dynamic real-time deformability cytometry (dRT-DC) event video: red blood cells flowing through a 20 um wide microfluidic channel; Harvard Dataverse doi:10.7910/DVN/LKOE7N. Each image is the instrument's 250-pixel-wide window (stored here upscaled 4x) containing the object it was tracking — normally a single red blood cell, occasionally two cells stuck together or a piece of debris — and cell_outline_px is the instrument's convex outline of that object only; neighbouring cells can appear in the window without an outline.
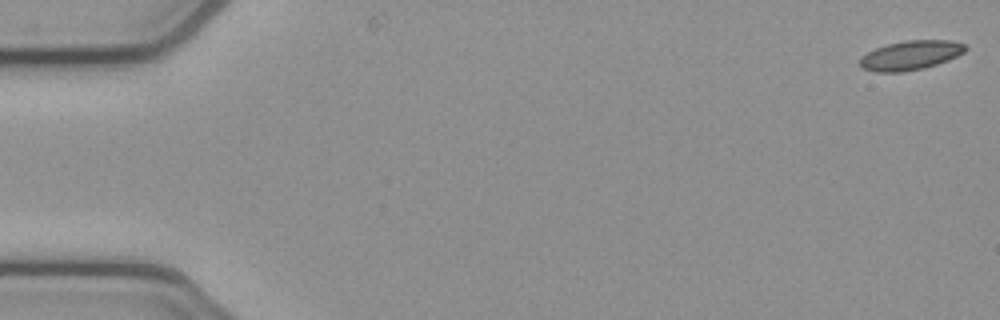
{"species": "common noctule bat (a hibernating species)", "species_latin": "Nyctalus noctula", "temperature_condition": "cold", "stored_images_in_passage": 3, "camera_frame_rate_fps": 3000, "um_per_image_px": 0.085, "animal": {"sex": "female", "body_mass_g": 21.9}, "frame": {"image": 1, "passage_image": 1, "time_ms": 0.0, "image_size_px": [1000, 320], "cell_outline_px": [[968, 48], [964, 52], [948, 60], [924, 68], [900, 72], [876, 72], [860, 68], [860, 56], [876, 48], [888, 44], [904, 40], [952, 40], [964, 44]], "centroid_in_image_um": [77.38, 4.69], "position_along_channel_um": 7.6, "area_um2": 18.03}}